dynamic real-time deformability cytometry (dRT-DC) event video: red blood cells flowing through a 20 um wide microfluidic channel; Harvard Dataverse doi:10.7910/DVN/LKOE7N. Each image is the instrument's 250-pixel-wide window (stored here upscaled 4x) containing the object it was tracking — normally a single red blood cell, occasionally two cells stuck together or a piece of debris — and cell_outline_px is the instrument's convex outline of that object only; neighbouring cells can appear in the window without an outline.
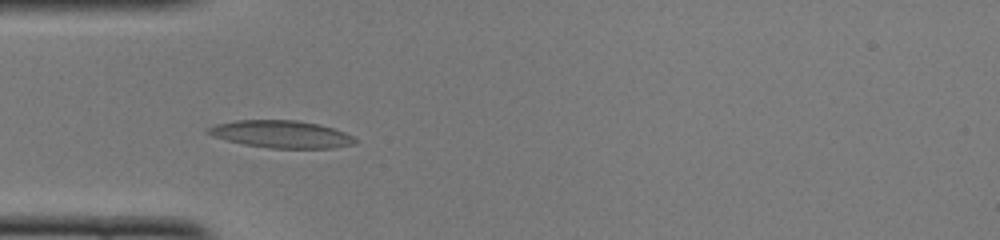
{"species": "common noctule bat (a hibernating species)", "species_latin": "Nyctalus noctula", "temperature_condition": "cold", "stored_images_in_passage": 33, "camera_frame_rate_fps": 3000, "um_per_image_px": 0.085, "animal": {"sex": "female", "body_mass_g": 22.0, "forearm_length_mm": 56.7}, "frame": {"image": 1, "passage_image": 5, "time_ms": 1.333, "image_size_px": [1000, 240], "cell_outline_px": [[356, 144], [332, 148], [268, 148], [244, 144], [212, 136], [208, 132], [208, 128], [216, 124], [236, 120], [296, 120], [320, 124], [344, 132], [352, 136], [356, 140]], "centroid_in_image_um": [23.93, 11.4], "position_along_channel_um": 61.1, "area_um2": 23.29}}
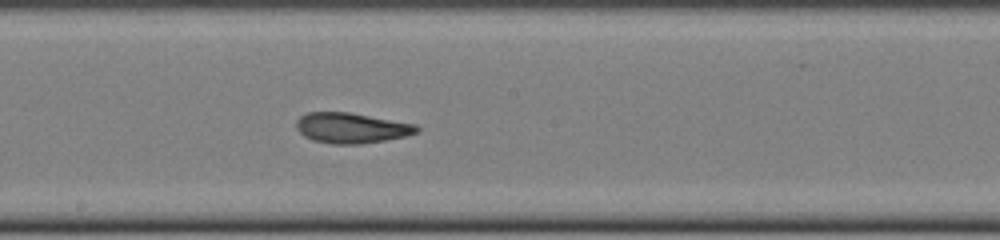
{"frame": {"image": 2, "passage_image": 17, "time_ms": 5.333, "image_size_px": [1000, 240], "cell_outline_px": [[420, 132], [404, 136], [384, 140], [360, 144], [332, 144], [312, 140], [304, 136], [296, 128], [296, 120], [300, 116], [308, 112], [348, 112], [416, 124], [420, 128]], "centroid_in_image_um": [29.86, 10.87], "position_along_channel_um": 218.3, "area_um2": 21.33}}
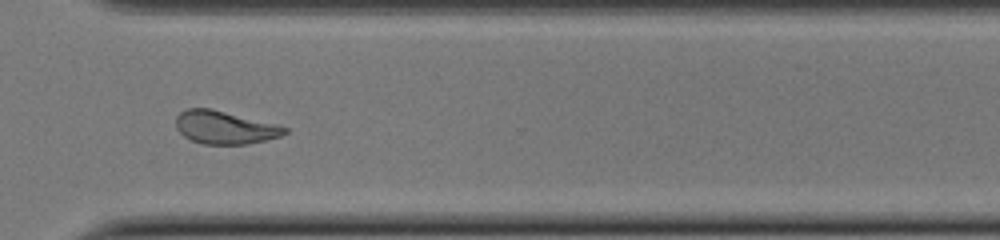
{"frame": {"image": 3, "passage_image": 27, "time_ms": 8.667, "image_size_px": [1000, 240], "cell_outline_px": [[288, 132], [280, 136], [248, 144], [204, 144], [192, 140], [184, 136], [176, 128], [176, 116], [180, 112], [188, 108], [212, 108], [288, 128]], "centroid_in_image_um": [19.06, 10.83], "position_along_channel_um": 351.5, "area_um2": 20.63}, "authors_computed_cell_mechanics": {"area_um2": 21.2704, "velocity_mm_per_s": 3.9771, "shape_relaxation_time_tau1_ms": 7.9784, "shape_relaxation_time_tau2_ms": 1.7551, "deformation_change_tau1": 0.2574, "deformation_change_tau2": 0.1018}}